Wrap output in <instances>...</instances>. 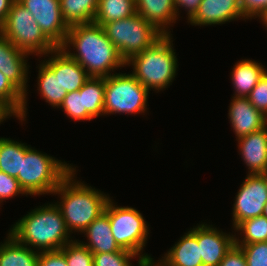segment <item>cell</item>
Wrapping results in <instances>:
<instances>
[{"mask_svg": "<svg viewBox=\"0 0 267 266\" xmlns=\"http://www.w3.org/2000/svg\"><path fill=\"white\" fill-rule=\"evenodd\" d=\"M59 48L76 60L90 77H108L126 67L103 27L94 22L70 26Z\"/></svg>", "mask_w": 267, "mask_h": 266, "instance_id": "1", "label": "cell"}, {"mask_svg": "<svg viewBox=\"0 0 267 266\" xmlns=\"http://www.w3.org/2000/svg\"><path fill=\"white\" fill-rule=\"evenodd\" d=\"M38 206L8 230L19 243L38 252L61 250L73 241L60 209L54 201Z\"/></svg>", "mask_w": 267, "mask_h": 266, "instance_id": "2", "label": "cell"}, {"mask_svg": "<svg viewBox=\"0 0 267 266\" xmlns=\"http://www.w3.org/2000/svg\"><path fill=\"white\" fill-rule=\"evenodd\" d=\"M76 167L61 181L54 190L60 201L54 202L60 209L70 234L83 231L105 211L109 194L95 189L76 178ZM82 181V182H81Z\"/></svg>", "mask_w": 267, "mask_h": 266, "instance_id": "3", "label": "cell"}, {"mask_svg": "<svg viewBox=\"0 0 267 266\" xmlns=\"http://www.w3.org/2000/svg\"><path fill=\"white\" fill-rule=\"evenodd\" d=\"M172 35H163L152 46L125 62L126 67L132 66L131 74L149 91L166 90L177 76L179 65Z\"/></svg>", "mask_w": 267, "mask_h": 266, "instance_id": "4", "label": "cell"}, {"mask_svg": "<svg viewBox=\"0 0 267 266\" xmlns=\"http://www.w3.org/2000/svg\"><path fill=\"white\" fill-rule=\"evenodd\" d=\"M74 168V165L26 144L17 180L28 196L51 195Z\"/></svg>", "mask_w": 267, "mask_h": 266, "instance_id": "5", "label": "cell"}, {"mask_svg": "<svg viewBox=\"0 0 267 266\" xmlns=\"http://www.w3.org/2000/svg\"><path fill=\"white\" fill-rule=\"evenodd\" d=\"M105 212L108 214L114 239L122 249L135 253L142 261L154 259L147 253L143 254L150 229L139 210L128 206H118L110 198Z\"/></svg>", "mask_w": 267, "mask_h": 266, "instance_id": "6", "label": "cell"}, {"mask_svg": "<svg viewBox=\"0 0 267 266\" xmlns=\"http://www.w3.org/2000/svg\"><path fill=\"white\" fill-rule=\"evenodd\" d=\"M3 35L16 48L30 55L43 56L58 47L43 33L33 15L17 0L3 22Z\"/></svg>", "mask_w": 267, "mask_h": 266, "instance_id": "7", "label": "cell"}, {"mask_svg": "<svg viewBox=\"0 0 267 266\" xmlns=\"http://www.w3.org/2000/svg\"><path fill=\"white\" fill-rule=\"evenodd\" d=\"M102 27L125 62L152 46L164 35L137 13L125 19L108 22Z\"/></svg>", "mask_w": 267, "mask_h": 266, "instance_id": "8", "label": "cell"}, {"mask_svg": "<svg viewBox=\"0 0 267 266\" xmlns=\"http://www.w3.org/2000/svg\"><path fill=\"white\" fill-rule=\"evenodd\" d=\"M149 94L150 91L129 72L105 77L104 116L145 115Z\"/></svg>", "mask_w": 267, "mask_h": 266, "instance_id": "9", "label": "cell"}, {"mask_svg": "<svg viewBox=\"0 0 267 266\" xmlns=\"http://www.w3.org/2000/svg\"><path fill=\"white\" fill-rule=\"evenodd\" d=\"M233 229L244 220L262 216L267 203V186L260 174H247L234 199Z\"/></svg>", "mask_w": 267, "mask_h": 266, "instance_id": "10", "label": "cell"}, {"mask_svg": "<svg viewBox=\"0 0 267 266\" xmlns=\"http://www.w3.org/2000/svg\"><path fill=\"white\" fill-rule=\"evenodd\" d=\"M29 56L27 52L16 48L4 35H0V71L24 94L21 114L17 118L22 124L27 120L28 111Z\"/></svg>", "mask_w": 267, "mask_h": 266, "instance_id": "11", "label": "cell"}, {"mask_svg": "<svg viewBox=\"0 0 267 266\" xmlns=\"http://www.w3.org/2000/svg\"><path fill=\"white\" fill-rule=\"evenodd\" d=\"M31 12L43 33L60 47L68 33L69 25L65 22L59 0H17Z\"/></svg>", "mask_w": 267, "mask_h": 266, "instance_id": "12", "label": "cell"}, {"mask_svg": "<svg viewBox=\"0 0 267 266\" xmlns=\"http://www.w3.org/2000/svg\"><path fill=\"white\" fill-rule=\"evenodd\" d=\"M235 234L223 232L212 224L197 223V241L203 266H218L235 244Z\"/></svg>", "mask_w": 267, "mask_h": 266, "instance_id": "13", "label": "cell"}, {"mask_svg": "<svg viewBox=\"0 0 267 266\" xmlns=\"http://www.w3.org/2000/svg\"><path fill=\"white\" fill-rule=\"evenodd\" d=\"M245 20L240 0H202L194 16L188 21L192 26H214Z\"/></svg>", "mask_w": 267, "mask_h": 266, "instance_id": "14", "label": "cell"}, {"mask_svg": "<svg viewBox=\"0 0 267 266\" xmlns=\"http://www.w3.org/2000/svg\"><path fill=\"white\" fill-rule=\"evenodd\" d=\"M228 110L236 140L267 126V117L250 103L248 97L232 96Z\"/></svg>", "mask_w": 267, "mask_h": 266, "instance_id": "15", "label": "cell"}, {"mask_svg": "<svg viewBox=\"0 0 267 266\" xmlns=\"http://www.w3.org/2000/svg\"><path fill=\"white\" fill-rule=\"evenodd\" d=\"M44 62L54 71L59 73V83L67 93L79 90L90 78L86 70L76 60L70 58L59 47L46 55L40 56Z\"/></svg>", "mask_w": 267, "mask_h": 266, "instance_id": "16", "label": "cell"}, {"mask_svg": "<svg viewBox=\"0 0 267 266\" xmlns=\"http://www.w3.org/2000/svg\"><path fill=\"white\" fill-rule=\"evenodd\" d=\"M236 141L247 174H261L267 168V126Z\"/></svg>", "mask_w": 267, "mask_h": 266, "instance_id": "17", "label": "cell"}, {"mask_svg": "<svg viewBox=\"0 0 267 266\" xmlns=\"http://www.w3.org/2000/svg\"><path fill=\"white\" fill-rule=\"evenodd\" d=\"M161 257L157 260L160 266H203L197 241V225L185 232Z\"/></svg>", "mask_w": 267, "mask_h": 266, "instance_id": "18", "label": "cell"}, {"mask_svg": "<svg viewBox=\"0 0 267 266\" xmlns=\"http://www.w3.org/2000/svg\"><path fill=\"white\" fill-rule=\"evenodd\" d=\"M136 12L153 24L164 35H170V26L177 22L174 0H135ZM174 23V24H173Z\"/></svg>", "mask_w": 267, "mask_h": 266, "instance_id": "19", "label": "cell"}, {"mask_svg": "<svg viewBox=\"0 0 267 266\" xmlns=\"http://www.w3.org/2000/svg\"><path fill=\"white\" fill-rule=\"evenodd\" d=\"M87 238V242L79 240L93 254L118 252L122 249L114 239L108 214L104 211L96 218L83 233Z\"/></svg>", "mask_w": 267, "mask_h": 266, "instance_id": "20", "label": "cell"}, {"mask_svg": "<svg viewBox=\"0 0 267 266\" xmlns=\"http://www.w3.org/2000/svg\"><path fill=\"white\" fill-rule=\"evenodd\" d=\"M264 67L259 61L256 62L251 59L238 60L230 72L232 87H234L233 96L248 97L267 71Z\"/></svg>", "mask_w": 267, "mask_h": 266, "instance_id": "21", "label": "cell"}, {"mask_svg": "<svg viewBox=\"0 0 267 266\" xmlns=\"http://www.w3.org/2000/svg\"><path fill=\"white\" fill-rule=\"evenodd\" d=\"M0 243V266H37L39 253L19 243L11 234Z\"/></svg>", "mask_w": 267, "mask_h": 266, "instance_id": "22", "label": "cell"}, {"mask_svg": "<svg viewBox=\"0 0 267 266\" xmlns=\"http://www.w3.org/2000/svg\"><path fill=\"white\" fill-rule=\"evenodd\" d=\"M38 64V76H37V90L45 100L53 108H59L62 104L64 97L67 95L65 89H62L59 83V73L54 71L41 60Z\"/></svg>", "mask_w": 267, "mask_h": 266, "instance_id": "23", "label": "cell"}, {"mask_svg": "<svg viewBox=\"0 0 267 266\" xmlns=\"http://www.w3.org/2000/svg\"><path fill=\"white\" fill-rule=\"evenodd\" d=\"M98 3L99 0H59L63 18L69 26L94 22Z\"/></svg>", "mask_w": 267, "mask_h": 266, "instance_id": "24", "label": "cell"}, {"mask_svg": "<svg viewBox=\"0 0 267 266\" xmlns=\"http://www.w3.org/2000/svg\"><path fill=\"white\" fill-rule=\"evenodd\" d=\"M26 153V143L0 137V171L17 178L21 173V158Z\"/></svg>", "mask_w": 267, "mask_h": 266, "instance_id": "25", "label": "cell"}, {"mask_svg": "<svg viewBox=\"0 0 267 266\" xmlns=\"http://www.w3.org/2000/svg\"><path fill=\"white\" fill-rule=\"evenodd\" d=\"M135 0H99L94 23L103 26L108 22L118 21L134 15Z\"/></svg>", "mask_w": 267, "mask_h": 266, "instance_id": "26", "label": "cell"}, {"mask_svg": "<svg viewBox=\"0 0 267 266\" xmlns=\"http://www.w3.org/2000/svg\"><path fill=\"white\" fill-rule=\"evenodd\" d=\"M84 108L94 117L104 116L105 77H90L80 89Z\"/></svg>", "mask_w": 267, "mask_h": 266, "instance_id": "27", "label": "cell"}, {"mask_svg": "<svg viewBox=\"0 0 267 266\" xmlns=\"http://www.w3.org/2000/svg\"><path fill=\"white\" fill-rule=\"evenodd\" d=\"M232 230L235 231H232L235 234V245L267 242V218L264 216L244 220Z\"/></svg>", "mask_w": 267, "mask_h": 266, "instance_id": "28", "label": "cell"}, {"mask_svg": "<svg viewBox=\"0 0 267 266\" xmlns=\"http://www.w3.org/2000/svg\"><path fill=\"white\" fill-rule=\"evenodd\" d=\"M23 102L24 94L0 71V104L17 119Z\"/></svg>", "mask_w": 267, "mask_h": 266, "instance_id": "29", "label": "cell"}, {"mask_svg": "<svg viewBox=\"0 0 267 266\" xmlns=\"http://www.w3.org/2000/svg\"><path fill=\"white\" fill-rule=\"evenodd\" d=\"M67 118L74 121H91L94 117L84 108L83 94L80 89L69 92L60 107Z\"/></svg>", "mask_w": 267, "mask_h": 266, "instance_id": "30", "label": "cell"}, {"mask_svg": "<svg viewBox=\"0 0 267 266\" xmlns=\"http://www.w3.org/2000/svg\"><path fill=\"white\" fill-rule=\"evenodd\" d=\"M61 251L65 255L68 266H94L93 253L79 239L74 238Z\"/></svg>", "mask_w": 267, "mask_h": 266, "instance_id": "31", "label": "cell"}, {"mask_svg": "<svg viewBox=\"0 0 267 266\" xmlns=\"http://www.w3.org/2000/svg\"><path fill=\"white\" fill-rule=\"evenodd\" d=\"M137 258L138 262H142L140 257L128 250H119L110 253L93 254L94 266H134L132 260Z\"/></svg>", "mask_w": 267, "mask_h": 266, "instance_id": "32", "label": "cell"}, {"mask_svg": "<svg viewBox=\"0 0 267 266\" xmlns=\"http://www.w3.org/2000/svg\"><path fill=\"white\" fill-rule=\"evenodd\" d=\"M246 258L247 266H267V242L237 245Z\"/></svg>", "mask_w": 267, "mask_h": 266, "instance_id": "33", "label": "cell"}, {"mask_svg": "<svg viewBox=\"0 0 267 266\" xmlns=\"http://www.w3.org/2000/svg\"><path fill=\"white\" fill-rule=\"evenodd\" d=\"M20 194L27 196L21 188L17 178L0 171V205H2L1 203L5 200H9L10 198L12 199Z\"/></svg>", "mask_w": 267, "mask_h": 266, "instance_id": "34", "label": "cell"}, {"mask_svg": "<svg viewBox=\"0 0 267 266\" xmlns=\"http://www.w3.org/2000/svg\"><path fill=\"white\" fill-rule=\"evenodd\" d=\"M248 99L256 109L267 117V71L252 89Z\"/></svg>", "mask_w": 267, "mask_h": 266, "instance_id": "35", "label": "cell"}, {"mask_svg": "<svg viewBox=\"0 0 267 266\" xmlns=\"http://www.w3.org/2000/svg\"><path fill=\"white\" fill-rule=\"evenodd\" d=\"M240 7L246 20L262 21L267 16V0H240Z\"/></svg>", "mask_w": 267, "mask_h": 266, "instance_id": "36", "label": "cell"}, {"mask_svg": "<svg viewBox=\"0 0 267 266\" xmlns=\"http://www.w3.org/2000/svg\"><path fill=\"white\" fill-rule=\"evenodd\" d=\"M37 266H68L61 250L43 251L39 253Z\"/></svg>", "mask_w": 267, "mask_h": 266, "instance_id": "37", "label": "cell"}, {"mask_svg": "<svg viewBox=\"0 0 267 266\" xmlns=\"http://www.w3.org/2000/svg\"><path fill=\"white\" fill-rule=\"evenodd\" d=\"M218 266H247L242 249L234 244Z\"/></svg>", "mask_w": 267, "mask_h": 266, "instance_id": "38", "label": "cell"}, {"mask_svg": "<svg viewBox=\"0 0 267 266\" xmlns=\"http://www.w3.org/2000/svg\"><path fill=\"white\" fill-rule=\"evenodd\" d=\"M201 2L202 0H174L177 20H179L178 18H180L179 16H180L181 8H182V10L186 11V15H187L186 20L188 22L196 13Z\"/></svg>", "mask_w": 267, "mask_h": 266, "instance_id": "39", "label": "cell"}, {"mask_svg": "<svg viewBox=\"0 0 267 266\" xmlns=\"http://www.w3.org/2000/svg\"><path fill=\"white\" fill-rule=\"evenodd\" d=\"M15 0H0V20L2 22L5 21L10 9L11 5Z\"/></svg>", "mask_w": 267, "mask_h": 266, "instance_id": "40", "label": "cell"}, {"mask_svg": "<svg viewBox=\"0 0 267 266\" xmlns=\"http://www.w3.org/2000/svg\"><path fill=\"white\" fill-rule=\"evenodd\" d=\"M13 115L0 104V125L3 123V121L6 119H9Z\"/></svg>", "mask_w": 267, "mask_h": 266, "instance_id": "41", "label": "cell"}, {"mask_svg": "<svg viewBox=\"0 0 267 266\" xmlns=\"http://www.w3.org/2000/svg\"><path fill=\"white\" fill-rule=\"evenodd\" d=\"M137 264H138L137 266H160L154 259L137 262Z\"/></svg>", "mask_w": 267, "mask_h": 266, "instance_id": "42", "label": "cell"}, {"mask_svg": "<svg viewBox=\"0 0 267 266\" xmlns=\"http://www.w3.org/2000/svg\"><path fill=\"white\" fill-rule=\"evenodd\" d=\"M260 175L264 178L267 186V168Z\"/></svg>", "mask_w": 267, "mask_h": 266, "instance_id": "43", "label": "cell"}, {"mask_svg": "<svg viewBox=\"0 0 267 266\" xmlns=\"http://www.w3.org/2000/svg\"><path fill=\"white\" fill-rule=\"evenodd\" d=\"M262 216H264V217L267 218V203L265 204V207H264V209H263Z\"/></svg>", "mask_w": 267, "mask_h": 266, "instance_id": "44", "label": "cell"}, {"mask_svg": "<svg viewBox=\"0 0 267 266\" xmlns=\"http://www.w3.org/2000/svg\"><path fill=\"white\" fill-rule=\"evenodd\" d=\"M260 22L267 28V16Z\"/></svg>", "mask_w": 267, "mask_h": 266, "instance_id": "45", "label": "cell"}, {"mask_svg": "<svg viewBox=\"0 0 267 266\" xmlns=\"http://www.w3.org/2000/svg\"><path fill=\"white\" fill-rule=\"evenodd\" d=\"M0 35H3V22L0 20Z\"/></svg>", "mask_w": 267, "mask_h": 266, "instance_id": "46", "label": "cell"}]
</instances>
